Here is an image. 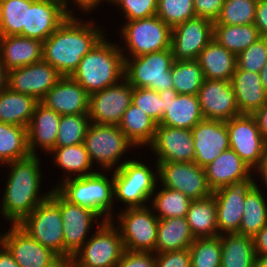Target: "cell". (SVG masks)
<instances>
[{
    "instance_id": "16",
    "label": "cell",
    "mask_w": 267,
    "mask_h": 267,
    "mask_svg": "<svg viewBox=\"0 0 267 267\" xmlns=\"http://www.w3.org/2000/svg\"><path fill=\"white\" fill-rule=\"evenodd\" d=\"M255 185L250 176L213 192L219 235L239 233L245 197Z\"/></svg>"
},
{
    "instance_id": "10",
    "label": "cell",
    "mask_w": 267,
    "mask_h": 267,
    "mask_svg": "<svg viewBox=\"0 0 267 267\" xmlns=\"http://www.w3.org/2000/svg\"><path fill=\"white\" fill-rule=\"evenodd\" d=\"M118 221L125 250L155 253L159 218L147 206L127 207Z\"/></svg>"
},
{
    "instance_id": "28",
    "label": "cell",
    "mask_w": 267,
    "mask_h": 267,
    "mask_svg": "<svg viewBox=\"0 0 267 267\" xmlns=\"http://www.w3.org/2000/svg\"><path fill=\"white\" fill-rule=\"evenodd\" d=\"M0 57L9 71L41 61L43 42L20 35L0 36Z\"/></svg>"
},
{
    "instance_id": "57",
    "label": "cell",
    "mask_w": 267,
    "mask_h": 267,
    "mask_svg": "<svg viewBox=\"0 0 267 267\" xmlns=\"http://www.w3.org/2000/svg\"><path fill=\"white\" fill-rule=\"evenodd\" d=\"M48 267H77L73 256L59 257Z\"/></svg>"
},
{
    "instance_id": "54",
    "label": "cell",
    "mask_w": 267,
    "mask_h": 267,
    "mask_svg": "<svg viewBox=\"0 0 267 267\" xmlns=\"http://www.w3.org/2000/svg\"><path fill=\"white\" fill-rule=\"evenodd\" d=\"M255 254H267V224L253 237Z\"/></svg>"
},
{
    "instance_id": "37",
    "label": "cell",
    "mask_w": 267,
    "mask_h": 267,
    "mask_svg": "<svg viewBox=\"0 0 267 267\" xmlns=\"http://www.w3.org/2000/svg\"><path fill=\"white\" fill-rule=\"evenodd\" d=\"M29 156L27 127L0 122V164Z\"/></svg>"
},
{
    "instance_id": "38",
    "label": "cell",
    "mask_w": 267,
    "mask_h": 267,
    "mask_svg": "<svg viewBox=\"0 0 267 267\" xmlns=\"http://www.w3.org/2000/svg\"><path fill=\"white\" fill-rule=\"evenodd\" d=\"M266 224L267 205L260 189L255 185L245 197L239 234L254 237Z\"/></svg>"
},
{
    "instance_id": "4",
    "label": "cell",
    "mask_w": 267,
    "mask_h": 267,
    "mask_svg": "<svg viewBox=\"0 0 267 267\" xmlns=\"http://www.w3.org/2000/svg\"><path fill=\"white\" fill-rule=\"evenodd\" d=\"M110 181L98 171L94 174L63 180L62 185L55 189L70 203L86 207L99 216H106L104 221L112 220L111 207L113 206V177ZM111 216V217H110Z\"/></svg>"
},
{
    "instance_id": "56",
    "label": "cell",
    "mask_w": 267,
    "mask_h": 267,
    "mask_svg": "<svg viewBox=\"0 0 267 267\" xmlns=\"http://www.w3.org/2000/svg\"><path fill=\"white\" fill-rule=\"evenodd\" d=\"M0 245L2 247L0 250V267H20L9 250L3 244L0 243Z\"/></svg>"
},
{
    "instance_id": "20",
    "label": "cell",
    "mask_w": 267,
    "mask_h": 267,
    "mask_svg": "<svg viewBox=\"0 0 267 267\" xmlns=\"http://www.w3.org/2000/svg\"><path fill=\"white\" fill-rule=\"evenodd\" d=\"M198 98L204 119L227 121L241 114L231 81L204 79Z\"/></svg>"
},
{
    "instance_id": "21",
    "label": "cell",
    "mask_w": 267,
    "mask_h": 267,
    "mask_svg": "<svg viewBox=\"0 0 267 267\" xmlns=\"http://www.w3.org/2000/svg\"><path fill=\"white\" fill-rule=\"evenodd\" d=\"M194 163L204 168L229 149V134L225 121L203 119L192 129Z\"/></svg>"
},
{
    "instance_id": "6",
    "label": "cell",
    "mask_w": 267,
    "mask_h": 267,
    "mask_svg": "<svg viewBox=\"0 0 267 267\" xmlns=\"http://www.w3.org/2000/svg\"><path fill=\"white\" fill-rule=\"evenodd\" d=\"M113 193L128 208L145 207L156 189V175L147 165L136 160H128L115 168Z\"/></svg>"
},
{
    "instance_id": "39",
    "label": "cell",
    "mask_w": 267,
    "mask_h": 267,
    "mask_svg": "<svg viewBox=\"0 0 267 267\" xmlns=\"http://www.w3.org/2000/svg\"><path fill=\"white\" fill-rule=\"evenodd\" d=\"M171 79L178 94L198 95L205 78L197 60H185L173 62Z\"/></svg>"
},
{
    "instance_id": "3",
    "label": "cell",
    "mask_w": 267,
    "mask_h": 267,
    "mask_svg": "<svg viewBox=\"0 0 267 267\" xmlns=\"http://www.w3.org/2000/svg\"><path fill=\"white\" fill-rule=\"evenodd\" d=\"M104 39L81 59L71 76L89 95L117 84L119 78L124 79L125 48L121 50L116 44H110Z\"/></svg>"
},
{
    "instance_id": "40",
    "label": "cell",
    "mask_w": 267,
    "mask_h": 267,
    "mask_svg": "<svg viewBox=\"0 0 267 267\" xmlns=\"http://www.w3.org/2000/svg\"><path fill=\"white\" fill-rule=\"evenodd\" d=\"M55 154L56 164L69 173H79L78 176L82 177L96 173L95 171L87 172L91 169L92 163L89 154L85 148L84 143L69 145L64 147H55L52 151Z\"/></svg>"
},
{
    "instance_id": "31",
    "label": "cell",
    "mask_w": 267,
    "mask_h": 267,
    "mask_svg": "<svg viewBox=\"0 0 267 267\" xmlns=\"http://www.w3.org/2000/svg\"><path fill=\"white\" fill-rule=\"evenodd\" d=\"M194 239L186 218L159 219L155 253L188 249Z\"/></svg>"
},
{
    "instance_id": "11",
    "label": "cell",
    "mask_w": 267,
    "mask_h": 267,
    "mask_svg": "<svg viewBox=\"0 0 267 267\" xmlns=\"http://www.w3.org/2000/svg\"><path fill=\"white\" fill-rule=\"evenodd\" d=\"M163 187L182 192L192 201L211 196L204 168L194 162H156Z\"/></svg>"
},
{
    "instance_id": "48",
    "label": "cell",
    "mask_w": 267,
    "mask_h": 267,
    "mask_svg": "<svg viewBox=\"0 0 267 267\" xmlns=\"http://www.w3.org/2000/svg\"><path fill=\"white\" fill-rule=\"evenodd\" d=\"M132 103L141 108L158 125L163 117V99L159 92L148 88L134 87Z\"/></svg>"
},
{
    "instance_id": "15",
    "label": "cell",
    "mask_w": 267,
    "mask_h": 267,
    "mask_svg": "<svg viewBox=\"0 0 267 267\" xmlns=\"http://www.w3.org/2000/svg\"><path fill=\"white\" fill-rule=\"evenodd\" d=\"M123 81L89 95L88 117L91 123L118 125L132 103L134 91L125 78Z\"/></svg>"
},
{
    "instance_id": "29",
    "label": "cell",
    "mask_w": 267,
    "mask_h": 267,
    "mask_svg": "<svg viewBox=\"0 0 267 267\" xmlns=\"http://www.w3.org/2000/svg\"><path fill=\"white\" fill-rule=\"evenodd\" d=\"M231 83L241 114L254 115L267 102V91L259 73L236 67Z\"/></svg>"
},
{
    "instance_id": "36",
    "label": "cell",
    "mask_w": 267,
    "mask_h": 267,
    "mask_svg": "<svg viewBox=\"0 0 267 267\" xmlns=\"http://www.w3.org/2000/svg\"><path fill=\"white\" fill-rule=\"evenodd\" d=\"M260 37L254 23L249 25L213 24V39L236 56Z\"/></svg>"
},
{
    "instance_id": "33",
    "label": "cell",
    "mask_w": 267,
    "mask_h": 267,
    "mask_svg": "<svg viewBox=\"0 0 267 267\" xmlns=\"http://www.w3.org/2000/svg\"><path fill=\"white\" fill-rule=\"evenodd\" d=\"M220 267H255L256 254L253 237L239 233L220 235Z\"/></svg>"
},
{
    "instance_id": "13",
    "label": "cell",
    "mask_w": 267,
    "mask_h": 267,
    "mask_svg": "<svg viewBox=\"0 0 267 267\" xmlns=\"http://www.w3.org/2000/svg\"><path fill=\"white\" fill-rule=\"evenodd\" d=\"M84 145L91 163L97 161L105 169H110L133 144L117 125L90 123Z\"/></svg>"
},
{
    "instance_id": "42",
    "label": "cell",
    "mask_w": 267,
    "mask_h": 267,
    "mask_svg": "<svg viewBox=\"0 0 267 267\" xmlns=\"http://www.w3.org/2000/svg\"><path fill=\"white\" fill-rule=\"evenodd\" d=\"M89 125L88 114L61 115L55 147L84 143Z\"/></svg>"
},
{
    "instance_id": "2",
    "label": "cell",
    "mask_w": 267,
    "mask_h": 267,
    "mask_svg": "<svg viewBox=\"0 0 267 267\" xmlns=\"http://www.w3.org/2000/svg\"><path fill=\"white\" fill-rule=\"evenodd\" d=\"M11 171L2 200V214L12 224H19L50 192L42 198L38 196L40 187V162L37 155L6 163Z\"/></svg>"
},
{
    "instance_id": "63",
    "label": "cell",
    "mask_w": 267,
    "mask_h": 267,
    "mask_svg": "<svg viewBox=\"0 0 267 267\" xmlns=\"http://www.w3.org/2000/svg\"><path fill=\"white\" fill-rule=\"evenodd\" d=\"M52 2H55L57 4H59L66 12L68 17H73L74 15H71V11L67 10V0H50Z\"/></svg>"
},
{
    "instance_id": "24",
    "label": "cell",
    "mask_w": 267,
    "mask_h": 267,
    "mask_svg": "<svg viewBox=\"0 0 267 267\" xmlns=\"http://www.w3.org/2000/svg\"><path fill=\"white\" fill-rule=\"evenodd\" d=\"M163 117L159 125L191 130L204 119L198 95L178 94L174 89L159 92Z\"/></svg>"
},
{
    "instance_id": "51",
    "label": "cell",
    "mask_w": 267,
    "mask_h": 267,
    "mask_svg": "<svg viewBox=\"0 0 267 267\" xmlns=\"http://www.w3.org/2000/svg\"><path fill=\"white\" fill-rule=\"evenodd\" d=\"M155 265L154 252L125 250L116 267H155Z\"/></svg>"
},
{
    "instance_id": "9",
    "label": "cell",
    "mask_w": 267,
    "mask_h": 267,
    "mask_svg": "<svg viewBox=\"0 0 267 267\" xmlns=\"http://www.w3.org/2000/svg\"><path fill=\"white\" fill-rule=\"evenodd\" d=\"M123 27L122 36L130 56L138 57L171 48L172 28L157 15L128 21Z\"/></svg>"
},
{
    "instance_id": "61",
    "label": "cell",
    "mask_w": 267,
    "mask_h": 267,
    "mask_svg": "<svg viewBox=\"0 0 267 267\" xmlns=\"http://www.w3.org/2000/svg\"><path fill=\"white\" fill-rule=\"evenodd\" d=\"M255 267H267V254H256Z\"/></svg>"
},
{
    "instance_id": "17",
    "label": "cell",
    "mask_w": 267,
    "mask_h": 267,
    "mask_svg": "<svg viewBox=\"0 0 267 267\" xmlns=\"http://www.w3.org/2000/svg\"><path fill=\"white\" fill-rule=\"evenodd\" d=\"M213 39V22L201 17L172 27L171 50L174 61L197 60L200 52Z\"/></svg>"
},
{
    "instance_id": "27",
    "label": "cell",
    "mask_w": 267,
    "mask_h": 267,
    "mask_svg": "<svg viewBox=\"0 0 267 267\" xmlns=\"http://www.w3.org/2000/svg\"><path fill=\"white\" fill-rule=\"evenodd\" d=\"M61 115L45 107L40 102L36 105L32 119L27 127L28 148L30 155L35 154L39 145L50 152L55 148Z\"/></svg>"
},
{
    "instance_id": "34",
    "label": "cell",
    "mask_w": 267,
    "mask_h": 267,
    "mask_svg": "<svg viewBox=\"0 0 267 267\" xmlns=\"http://www.w3.org/2000/svg\"><path fill=\"white\" fill-rule=\"evenodd\" d=\"M157 125L141 108L131 103L117 126L127 139L137 147L152 143Z\"/></svg>"
},
{
    "instance_id": "19",
    "label": "cell",
    "mask_w": 267,
    "mask_h": 267,
    "mask_svg": "<svg viewBox=\"0 0 267 267\" xmlns=\"http://www.w3.org/2000/svg\"><path fill=\"white\" fill-rule=\"evenodd\" d=\"M0 243L9 250L20 267H48L59 258L55 252L33 239L18 224H12L8 233L0 235Z\"/></svg>"
},
{
    "instance_id": "64",
    "label": "cell",
    "mask_w": 267,
    "mask_h": 267,
    "mask_svg": "<svg viewBox=\"0 0 267 267\" xmlns=\"http://www.w3.org/2000/svg\"><path fill=\"white\" fill-rule=\"evenodd\" d=\"M107 1H109V2H111L112 1V4L116 1V0H107Z\"/></svg>"
},
{
    "instance_id": "5",
    "label": "cell",
    "mask_w": 267,
    "mask_h": 267,
    "mask_svg": "<svg viewBox=\"0 0 267 267\" xmlns=\"http://www.w3.org/2000/svg\"><path fill=\"white\" fill-rule=\"evenodd\" d=\"M131 59L124 57V78L133 87L153 89L157 92L173 89L171 66L174 57L171 48Z\"/></svg>"
},
{
    "instance_id": "49",
    "label": "cell",
    "mask_w": 267,
    "mask_h": 267,
    "mask_svg": "<svg viewBox=\"0 0 267 267\" xmlns=\"http://www.w3.org/2000/svg\"><path fill=\"white\" fill-rule=\"evenodd\" d=\"M158 0H116L128 21L156 15Z\"/></svg>"
},
{
    "instance_id": "58",
    "label": "cell",
    "mask_w": 267,
    "mask_h": 267,
    "mask_svg": "<svg viewBox=\"0 0 267 267\" xmlns=\"http://www.w3.org/2000/svg\"><path fill=\"white\" fill-rule=\"evenodd\" d=\"M73 1L75 4L79 5L78 7H81L80 9H83L84 11H90V9H93L102 0H73Z\"/></svg>"
},
{
    "instance_id": "22",
    "label": "cell",
    "mask_w": 267,
    "mask_h": 267,
    "mask_svg": "<svg viewBox=\"0 0 267 267\" xmlns=\"http://www.w3.org/2000/svg\"><path fill=\"white\" fill-rule=\"evenodd\" d=\"M194 139L191 130L157 125L150 144L157 162H194Z\"/></svg>"
},
{
    "instance_id": "23",
    "label": "cell",
    "mask_w": 267,
    "mask_h": 267,
    "mask_svg": "<svg viewBox=\"0 0 267 267\" xmlns=\"http://www.w3.org/2000/svg\"><path fill=\"white\" fill-rule=\"evenodd\" d=\"M65 10L50 0H26V27L20 36L44 42L67 19Z\"/></svg>"
},
{
    "instance_id": "14",
    "label": "cell",
    "mask_w": 267,
    "mask_h": 267,
    "mask_svg": "<svg viewBox=\"0 0 267 267\" xmlns=\"http://www.w3.org/2000/svg\"><path fill=\"white\" fill-rule=\"evenodd\" d=\"M59 207L63 222L64 257L73 256L86 242L90 225L100 217L89 208L66 200L55 188L49 196Z\"/></svg>"
},
{
    "instance_id": "53",
    "label": "cell",
    "mask_w": 267,
    "mask_h": 267,
    "mask_svg": "<svg viewBox=\"0 0 267 267\" xmlns=\"http://www.w3.org/2000/svg\"><path fill=\"white\" fill-rule=\"evenodd\" d=\"M254 24L261 37H267V0H258Z\"/></svg>"
},
{
    "instance_id": "50",
    "label": "cell",
    "mask_w": 267,
    "mask_h": 267,
    "mask_svg": "<svg viewBox=\"0 0 267 267\" xmlns=\"http://www.w3.org/2000/svg\"><path fill=\"white\" fill-rule=\"evenodd\" d=\"M155 267H191L189 249L155 254Z\"/></svg>"
},
{
    "instance_id": "1",
    "label": "cell",
    "mask_w": 267,
    "mask_h": 267,
    "mask_svg": "<svg viewBox=\"0 0 267 267\" xmlns=\"http://www.w3.org/2000/svg\"><path fill=\"white\" fill-rule=\"evenodd\" d=\"M67 19L43 42V60L62 76H72L81 59L103 38L94 23Z\"/></svg>"
},
{
    "instance_id": "35",
    "label": "cell",
    "mask_w": 267,
    "mask_h": 267,
    "mask_svg": "<svg viewBox=\"0 0 267 267\" xmlns=\"http://www.w3.org/2000/svg\"><path fill=\"white\" fill-rule=\"evenodd\" d=\"M186 219L195 239L218 236L216 203L213 194L207 198L192 201Z\"/></svg>"
},
{
    "instance_id": "45",
    "label": "cell",
    "mask_w": 267,
    "mask_h": 267,
    "mask_svg": "<svg viewBox=\"0 0 267 267\" xmlns=\"http://www.w3.org/2000/svg\"><path fill=\"white\" fill-rule=\"evenodd\" d=\"M26 27V0H0V36L19 35Z\"/></svg>"
},
{
    "instance_id": "60",
    "label": "cell",
    "mask_w": 267,
    "mask_h": 267,
    "mask_svg": "<svg viewBox=\"0 0 267 267\" xmlns=\"http://www.w3.org/2000/svg\"><path fill=\"white\" fill-rule=\"evenodd\" d=\"M256 170L260 172L261 177L264 180V183L267 185V152L261 160L260 164L256 167Z\"/></svg>"
},
{
    "instance_id": "47",
    "label": "cell",
    "mask_w": 267,
    "mask_h": 267,
    "mask_svg": "<svg viewBox=\"0 0 267 267\" xmlns=\"http://www.w3.org/2000/svg\"><path fill=\"white\" fill-rule=\"evenodd\" d=\"M267 61V37H260L255 43L236 56L238 69L260 73Z\"/></svg>"
},
{
    "instance_id": "32",
    "label": "cell",
    "mask_w": 267,
    "mask_h": 267,
    "mask_svg": "<svg viewBox=\"0 0 267 267\" xmlns=\"http://www.w3.org/2000/svg\"><path fill=\"white\" fill-rule=\"evenodd\" d=\"M38 103L34 97L7 87L0 92V122L28 127Z\"/></svg>"
},
{
    "instance_id": "26",
    "label": "cell",
    "mask_w": 267,
    "mask_h": 267,
    "mask_svg": "<svg viewBox=\"0 0 267 267\" xmlns=\"http://www.w3.org/2000/svg\"><path fill=\"white\" fill-rule=\"evenodd\" d=\"M250 169L252 168L230 148L204 167L209 188L213 192L233 182L249 178L251 176Z\"/></svg>"
},
{
    "instance_id": "46",
    "label": "cell",
    "mask_w": 267,
    "mask_h": 267,
    "mask_svg": "<svg viewBox=\"0 0 267 267\" xmlns=\"http://www.w3.org/2000/svg\"><path fill=\"white\" fill-rule=\"evenodd\" d=\"M156 15L172 28L196 17L194 0H158Z\"/></svg>"
},
{
    "instance_id": "55",
    "label": "cell",
    "mask_w": 267,
    "mask_h": 267,
    "mask_svg": "<svg viewBox=\"0 0 267 267\" xmlns=\"http://www.w3.org/2000/svg\"><path fill=\"white\" fill-rule=\"evenodd\" d=\"M259 130L267 142V102L254 114Z\"/></svg>"
},
{
    "instance_id": "41",
    "label": "cell",
    "mask_w": 267,
    "mask_h": 267,
    "mask_svg": "<svg viewBox=\"0 0 267 267\" xmlns=\"http://www.w3.org/2000/svg\"><path fill=\"white\" fill-rule=\"evenodd\" d=\"M153 209L156 208L159 219L182 217L186 218L189 206L192 202L190 198L182 192L164 187L152 200Z\"/></svg>"
},
{
    "instance_id": "25",
    "label": "cell",
    "mask_w": 267,
    "mask_h": 267,
    "mask_svg": "<svg viewBox=\"0 0 267 267\" xmlns=\"http://www.w3.org/2000/svg\"><path fill=\"white\" fill-rule=\"evenodd\" d=\"M40 103L60 115L88 114L89 94L71 76H63Z\"/></svg>"
},
{
    "instance_id": "12",
    "label": "cell",
    "mask_w": 267,
    "mask_h": 267,
    "mask_svg": "<svg viewBox=\"0 0 267 267\" xmlns=\"http://www.w3.org/2000/svg\"><path fill=\"white\" fill-rule=\"evenodd\" d=\"M225 123L230 149L251 168H256L267 152V142L259 130L255 116L240 114Z\"/></svg>"
},
{
    "instance_id": "18",
    "label": "cell",
    "mask_w": 267,
    "mask_h": 267,
    "mask_svg": "<svg viewBox=\"0 0 267 267\" xmlns=\"http://www.w3.org/2000/svg\"><path fill=\"white\" fill-rule=\"evenodd\" d=\"M63 76L43 59L8 71L7 87L39 102Z\"/></svg>"
},
{
    "instance_id": "52",
    "label": "cell",
    "mask_w": 267,
    "mask_h": 267,
    "mask_svg": "<svg viewBox=\"0 0 267 267\" xmlns=\"http://www.w3.org/2000/svg\"><path fill=\"white\" fill-rule=\"evenodd\" d=\"M223 4L224 0H194L196 17L206 18L215 22Z\"/></svg>"
},
{
    "instance_id": "62",
    "label": "cell",
    "mask_w": 267,
    "mask_h": 267,
    "mask_svg": "<svg viewBox=\"0 0 267 267\" xmlns=\"http://www.w3.org/2000/svg\"><path fill=\"white\" fill-rule=\"evenodd\" d=\"M259 74H260L262 85L264 89L267 91V61Z\"/></svg>"
},
{
    "instance_id": "59",
    "label": "cell",
    "mask_w": 267,
    "mask_h": 267,
    "mask_svg": "<svg viewBox=\"0 0 267 267\" xmlns=\"http://www.w3.org/2000/svg\"><path fill=\"white\" fill-rule=\"evenodd\" d=\"M8 70L0 57V92L7 88Z\"/></svg>"
},
{
    "instance_id": "43",
    "label": "cell",
    "mask_w": 267,
    "mask_h": 267,
    "mask_svg": "<svg viewBox=\"0 0 267 267\" xmlns=\"http://www.w3.org/2000/svg\"><path fill=\"white\" fill-rule=\"evenodd\" d=\"M188 249L191 256V267H220V235L194 239Z\"/></svg>"
},
{
    "instance_id": "30",
    "label": "cell",
    "mask_w": 267,
    "mask_h": 267,
    "mask_svg": "<svg viewBox=\"0 0 267 267\" xmlns=\"http://www.w3.org/2000/svg\"><path fill=\"white\" fill-rule=\"evenodd\" d=\"M197 61L207 80L231 81L237 67L236 55L214 39L200 52Z\"/></svg>"
},
{
    "instance_id": "8",
    "label": "cell",
    "mask_w": 267,
    "mask_h": 267,
    "mask_svg": "<svg viewBox=\"0 0 267 267\" xmlns=\"http://www.w3.org/2000/svg\"><path fill=\"white\" fill-rule=\"evenodd\" d=\"M60 207L48 197L18 225L33 239L64 257V234Z\"/></svg>"
},
{
    "instance_id": "44",
    "label": "cell",
    "mask_w": 267,
    "mask_h": 267,
    "mask_svg": "<svg viewBox=\"0 0 267 267\" xmlns=\"http://www.w3.org/2000/svg\"><path fill=\"white\" fill-rule=\"evenodd\" d=\"M258 0H224L218 18L213 24L249 25L255 21Z\"/></svg>"
},
{
    "instance_id": "7",
    "label": "cell",
    "mask_w": 267,
    "mask_h": 267,
    "mask_svg": "<svg viewBox=\"0 0 267 267\" xmlns=\"http://www.w3.org/2000/svg\"><path fill=\"white\" fill-rule=\"evenodd\" d=\"M113 220L102 221L97 231L73 255L77 267H116L125 251Z\"/></svg>"
}]
</instances>
